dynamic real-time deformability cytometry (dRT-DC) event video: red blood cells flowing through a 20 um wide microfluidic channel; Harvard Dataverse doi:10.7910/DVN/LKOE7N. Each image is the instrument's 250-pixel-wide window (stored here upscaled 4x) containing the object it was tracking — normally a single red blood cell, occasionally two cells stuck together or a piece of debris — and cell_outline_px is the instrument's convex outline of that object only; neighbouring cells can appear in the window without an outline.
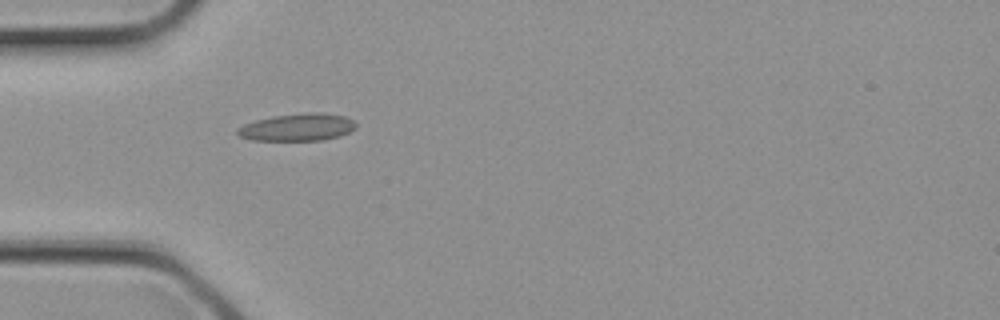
{"species": "common noctule bat (a hibernating species)", "species_latin": "Nyctalus noctula", "temperature_condition": "cold", "stored_images_in_passage": 2, "camera_frame_rate_fps": 3000, "um_per_image_px": 0.085, "animal": {"sex": "female", "body_mass_g": 21.9}, "frame": {"image": 1, "passage_image": 2, "time_ms": 0.333, "image_size_px": [1000, 320], "cell_outline_px": [[356, 128], [340, 136], [324, 140], [252, 140], [240, 136], [236, 132], [236, 128], [244, 124], [256, 120], [272, 116], [308, 112], [324, 112], [344, 116], [352, 120], [356, 124]], "centroid_in_image_um": [25.29, 10.81], "position_along_channel_um": 59.7, "area_um2": 18.96}}